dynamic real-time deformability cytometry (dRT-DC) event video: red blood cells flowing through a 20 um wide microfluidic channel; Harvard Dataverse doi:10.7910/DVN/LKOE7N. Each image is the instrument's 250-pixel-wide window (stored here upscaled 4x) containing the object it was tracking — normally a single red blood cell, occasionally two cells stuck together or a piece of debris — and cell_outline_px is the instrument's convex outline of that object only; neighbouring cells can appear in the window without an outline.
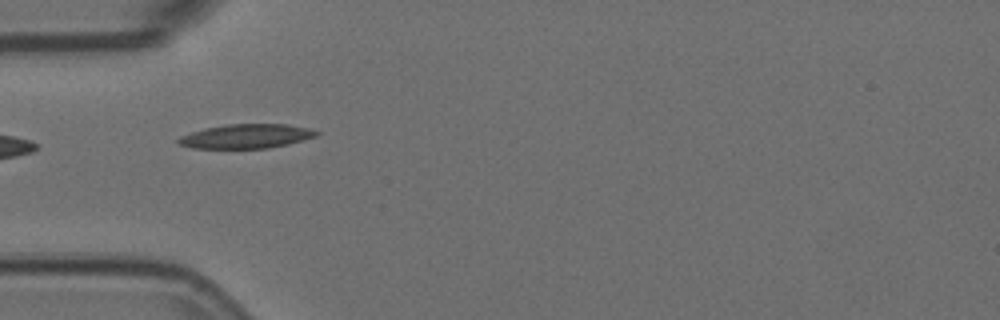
{"species": "Egyptian fruit bat (a non-hibernating species)", "species_latin": "Rousettus aegyptiacus", "temperature_condition": "room temperature", "stored_images_in_passage": 9, "camera_frame_rate_fps": 3000, "um_per_image_px": 0.085, "animal": {"sex": "female"}, "frame": {"image": 1, "passage_image": 5, "time_ms": 1.333, "image_size_px": [1000, 320], "cell_outline_px": [[320, 132], [316, 136], [304, 140], [288, 144], [268, 148], [192, 148], [180, 144], [176, 140], [180, 136], [204, 128], [228, 124], [288, 124], [308, 128]], "centroid_in_image_um": [20.94, 11.57], "position_along_channel_um": 64.1, "area_um2": 19.42}}
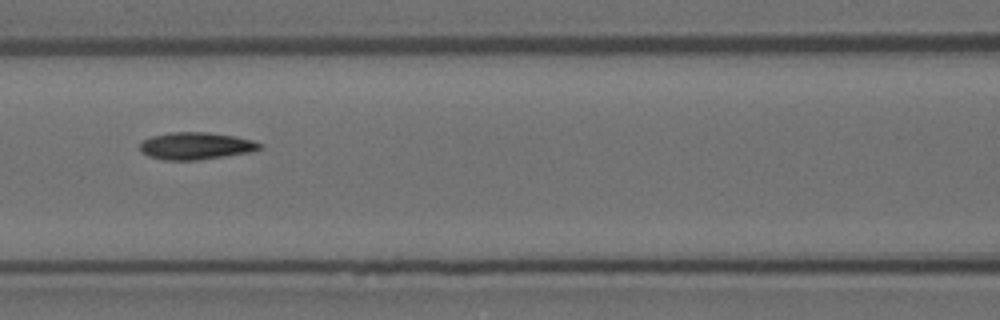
{"frame": {"image": 2, "passage_image": 7, "time_ms": 2.0, "image_size_px": [1000, 320], "cell_outline_px": [[264, 148], [252, 152], [196, 160], [164, 160], [148, 156], [140, 148], [140, 144], [144, 140], [152, 136], [168, 132], [208, 132], [236, 136], [252, 140], [264, 144]], "centroid_in_image_um": [16.71, 12.39], "position_along_channel_um": 149.9, "area_um2": 19.07}}
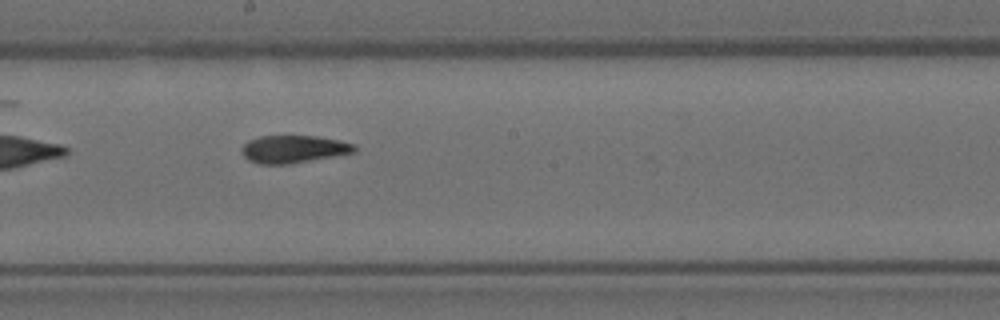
{"frame": {"image": 3, "passage_image": 9, "time_ms": 2.667, "image_size_px": [1000, 320], "cell_outline_px": [[356, 152], [288, 164], [260, 164], [248, 160], [240, 152], [240, 148], [248, 140], [260, 136], [316, 136], [340, 140], [356, 144]], "centroid_in_image_um": [24.93, 12.67], "position_along_channel_um": 223.3, "area_um2": 18.21}}